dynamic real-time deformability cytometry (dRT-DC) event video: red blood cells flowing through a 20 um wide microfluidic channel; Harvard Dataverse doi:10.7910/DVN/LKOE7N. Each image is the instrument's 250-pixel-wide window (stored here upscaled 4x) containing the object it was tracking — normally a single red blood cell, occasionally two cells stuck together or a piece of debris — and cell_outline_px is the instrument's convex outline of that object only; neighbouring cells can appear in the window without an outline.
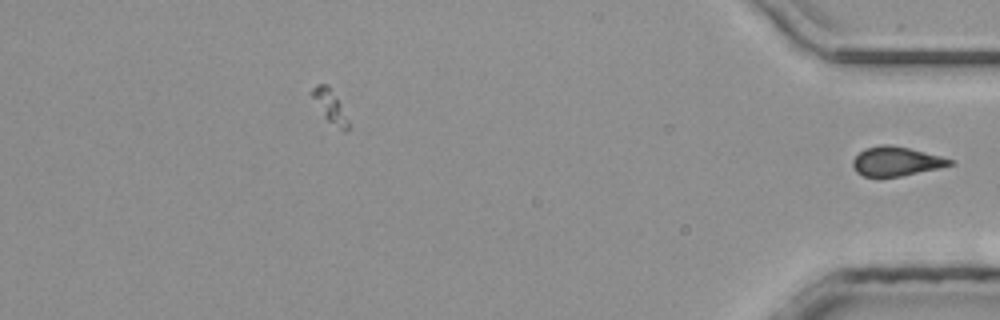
{"species": "common noctule bat (a hibernating species)", "species_latin": "Nyctalus noctula", "temperature_condition": "room temperature", "stored_images_in_passage": 33, "segment_of_instrument_passage": [2, 2], "camera_frame_rate_fps": 3000, "um_per_image_px": 0.085, "animal": {"sex": "male", "body_mass_g": 20.4}, "frame": {"image": 1, "passage_image": 33, "time_ms": 10.667, "image_size_px": [1000, 320], "cell_outline_px": [[956, 164], [900, 176], [864, 176], [856, 172], [852, 164], [852, 160], [864, 148], [884, 144], [888, 144], [908, 148], [940, 156], [952, 160]], "centroid_in_image_um": [76.15, 13.7], "position_along_channel_um": 359.1, "area_um2": 16.24}}